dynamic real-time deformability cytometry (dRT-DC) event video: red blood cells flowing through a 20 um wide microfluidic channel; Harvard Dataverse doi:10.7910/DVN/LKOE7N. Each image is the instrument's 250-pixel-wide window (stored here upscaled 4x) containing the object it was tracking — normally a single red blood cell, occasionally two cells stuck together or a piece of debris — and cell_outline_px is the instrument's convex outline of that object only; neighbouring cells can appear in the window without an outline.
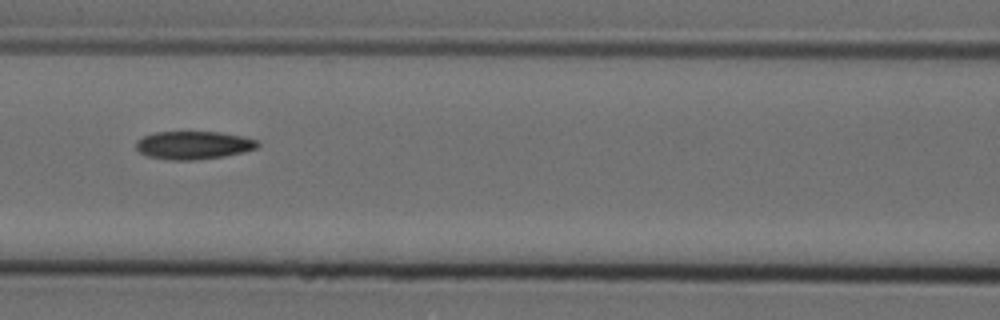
{"species": "Egyptian fruit bat (a non-hibernating species)", "species_latin": "Rousettus aegyptiacus", "temperature_condition": "cold", "stored_images_in_passage": 11, "camera_frame_rate_fps": 3000, "um_per_image_px": 0.085, "animal": {"sex": "female"}, "frame": {"image": 1, "passage_image": 4, "time_ms": 1.0, "image_size_px": [1000, 320], "cell_outline_px": [[260, 144], [256, 148], [224, 156], [192, 160], [168, 160], [148, 156], [140, 152], [136, 148], [136, 140], [152, 132], [220, 132], [244, 136], [256, 140]], "centroid_in_image_um": [16.41, 12.33], "position_along_channel_um": 150.2, "area_um2": 19.83}}
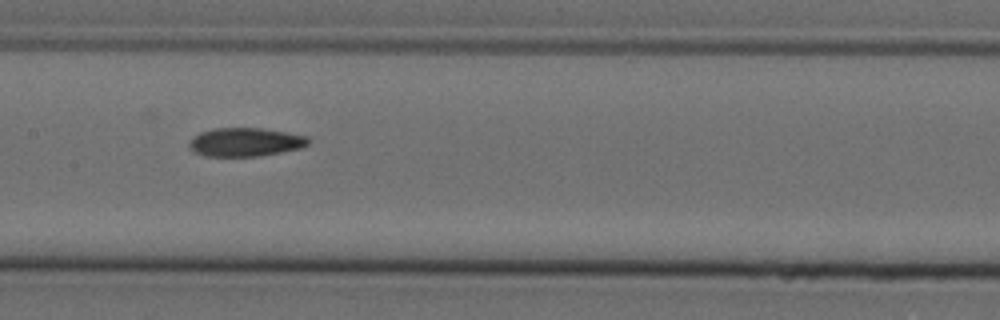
{"frame": {"image": 2, "passage_image": 5, "time_ms": 1.333, "image_size_px": [1000, 320], "cell_outline_px": [[308, 144], [300, 148], [260, 156], [204, 156], [192, 152], [188, 148], [188, 144], [200, 132], [212, 128], [260, 128], [288, 132], [308, 136]], "centroid_in_image_um": [20.83, 12.08], "position_along_channel_um": 186.6, "area_um2": 19.88}}